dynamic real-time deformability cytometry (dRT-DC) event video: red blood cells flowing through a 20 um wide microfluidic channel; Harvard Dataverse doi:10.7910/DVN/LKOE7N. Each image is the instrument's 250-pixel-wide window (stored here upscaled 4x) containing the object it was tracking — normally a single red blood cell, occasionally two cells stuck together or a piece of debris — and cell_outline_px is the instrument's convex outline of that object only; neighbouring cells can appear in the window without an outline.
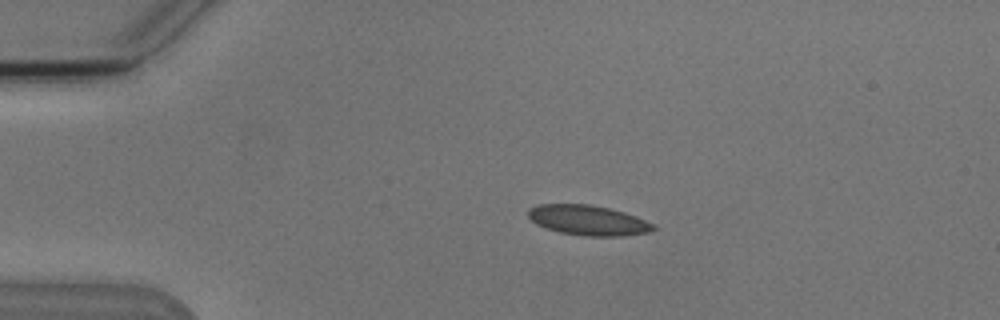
{"species": "Egyptian fruit bat (a non-hibernating species)", "species_latin": "Rousettus aegyptiacus", "temperature_condition": "cold", "stored_images_in_passage": 7, "camera_frame_rate_fps": 3000, "um_per_image_px": 0.085, "animal": {"sex": "male"}, "frame": {"image": 1, "passage_image": 3, "time_ms": 3.333, "image_size_px": [1000, 320], "cell_outline_px": [[656, 228], [648, 232], [624, 236], [584, 236], [560, 232], [536, 224], [528, 216], [528, 208], [536, 204], [588, 204], [608, 208], [624, 212], [636, 216], [656, 224]], "centroid_in_image_um": [50.0, 18.72], "position_along_channel_um": 35.0, "area_um2": 21.96}}
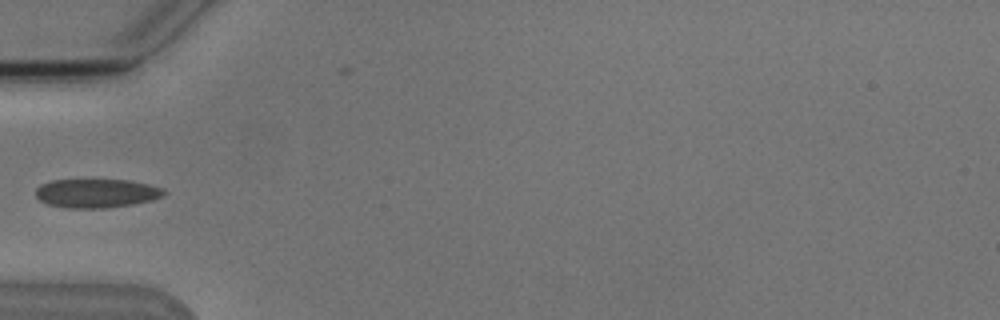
{"frame": {"image": 2, "passage_image": 5, "time_ms": 5.667, "image_size_px": [1000, 320], "cell_outline_px": [[168, 192], [164, 196], [152, 200], [132, 204], [108, 208], [68, 208], [48, 204], [40, 200], [36, 196], [36, 188], [40, 184], [52, 180], [128, 180], [148, 184], [164, 188]], "centroid_in_image_um": [8.23, 16.43], "position_along_channel_um": 76.8, "area_um2": 21.68}}